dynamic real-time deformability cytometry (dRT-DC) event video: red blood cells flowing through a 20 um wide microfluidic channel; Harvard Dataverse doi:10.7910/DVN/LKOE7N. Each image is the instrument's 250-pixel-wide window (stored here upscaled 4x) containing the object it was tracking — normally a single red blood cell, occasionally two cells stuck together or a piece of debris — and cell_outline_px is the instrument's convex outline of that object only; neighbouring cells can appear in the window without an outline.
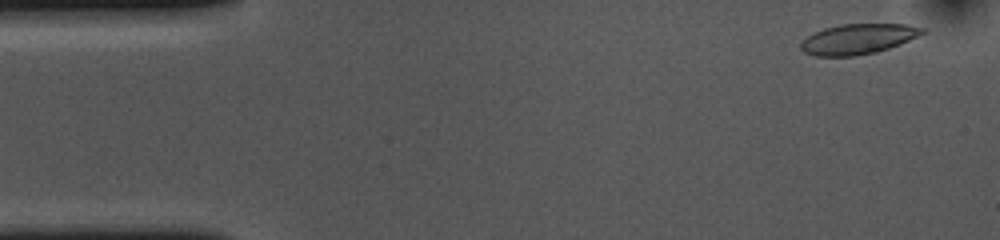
{"species": "common noctule bat (a hibernating species)", "species_latin": "Nyctalus noctula", "temperature_condition": "cold", "stored_images_in_passage": 53, "camera_frame_rate_fps": 3000, "um_per_image_px": 0.085, "animal": {"sex": "female", "body_mass_g": 10.0, "forearm_length_mm": 53.1}, "frame": {"image": 1, "passage_image": 3, "time_ms": 0.667, "image_size_px": [1000, 240], "cell_outline_px": [[924, 32], [900, 44], [876, 52], [856, 56], [816, 56], [804, 52], [800, 48], [800, 44], [808, 36], [824, 28], [840, 24], [908, 24], [924, 28]], "centroid_in_image_um": [72.91, 3.32], "position_along_channel_um": 12.1, "area_um2": 21.21}}
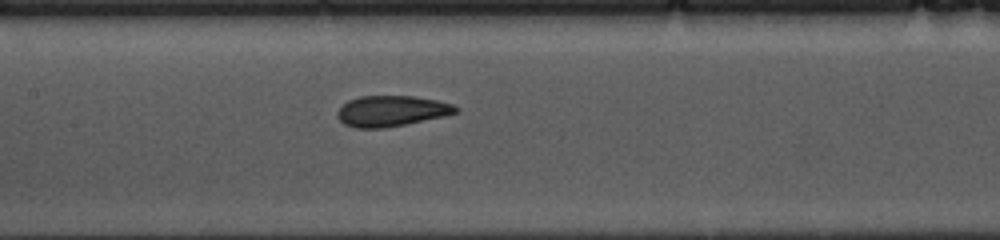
{"frame": {"image": 2, "passage_image": 24, "time_ms": 7.667, "image_size_px": [1000, 240], "cell_outline_px": [[460, 108], [456, 112], [444, 116], [384, 128], [356, 128], [344, 124], [336, 116], [336, 112], [348, 100], [360, 96], [412, 96], [436, 100], [452, 104]], "centroid_in_image_um": [33.24, 9.43], "position_along_channel_um": 174.2, "area_um2": 21.04}}
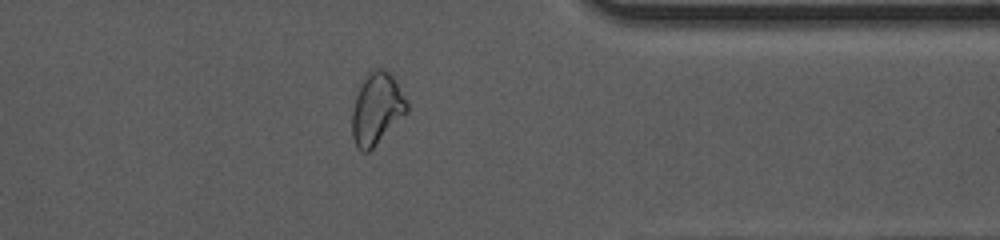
{"frame": {"image": 3, "passage_image": 42, "time_ms": 13.667, "image_size_px": [1000, 240], "cell_outline_px": [[408, 112], [368, 152], [360, 152], [356, 148], [352, 136], [352, 112], [356, 96], [364, 80], [372, 68], [384, 68], [396, 80], [408, 104]], "centroid_in_image_um": [32.02, 9.26], "position_along_channel_um": 379.4, "area_um2": 22.72}, "authors_computed_cell_mechanics": {"area_um2": 21.7328, "velocity_mm_per_s": 3.6471, "shape_relaxation_time_tau1_ms": 6.1088, "shape_relaxation_time_tau2_ms": 2.0675, "deformation_change_tau1": 0.1395, "deformation_change_tau2": 0.0592}}